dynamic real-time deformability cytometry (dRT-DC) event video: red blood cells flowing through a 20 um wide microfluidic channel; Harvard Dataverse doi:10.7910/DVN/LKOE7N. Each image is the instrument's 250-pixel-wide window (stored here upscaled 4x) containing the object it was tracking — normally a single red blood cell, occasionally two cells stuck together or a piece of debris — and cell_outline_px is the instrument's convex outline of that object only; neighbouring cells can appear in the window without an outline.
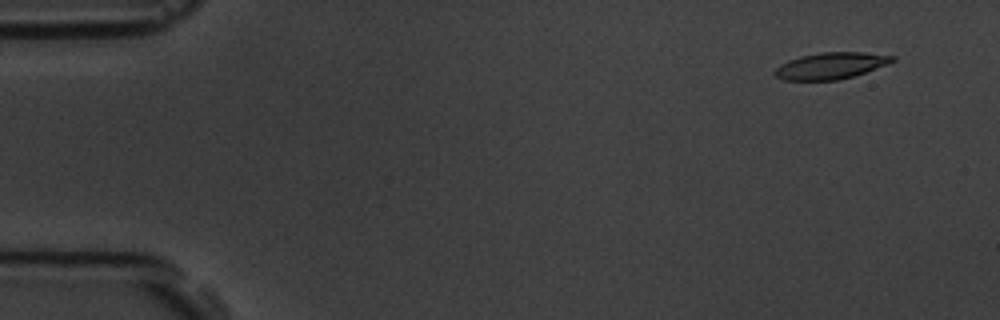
{"species": "common noctule bat (a hibernating species)", "species_latin": "Nyctalus noctula", "temperature_condition": "room temperature", "stored_images_in_passage": 5, "camera_frame_rate_fps": 3000, "um_per_image_px": 0.085, "animal": {"sex": "male", "body_mass_g": 19.5, "forearm_length_mm": 54.6}, "frame": {"image": 1, "passage_image": 1, "time_ms": 0.0, "image_size_px": [1000, 320], "cell_outline_px": [[896, 60], [864, 72], [840, 80], [784, 80], [776, 76], [772, 72], [780, 64], [788, 60], [800, 56], [820, 52], [864, 52], [896, 56]], "centroid_in_image_um": [70.58, 5.58], "position_along_channel_um": 14.4, "area_um2": 18.09}}
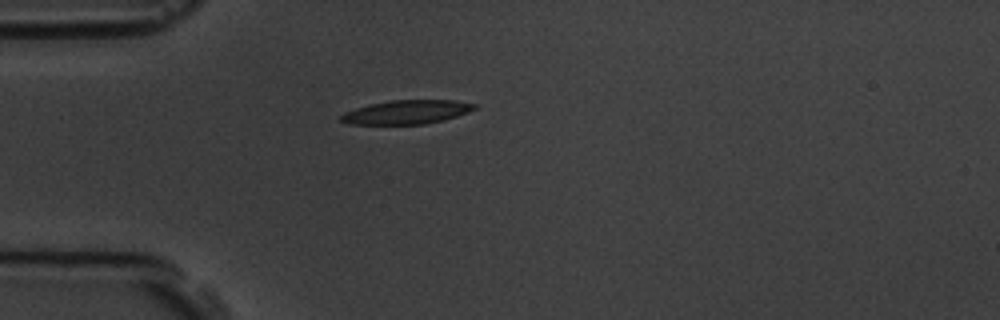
{"frame": {"image": 2, "passage_image": 4, "time_ms": 3.667, "image_size_px": [1000, 320], "cell_outline_px": [[476, 108], [468, 112], [444, 120], [424, 124], [348, 124], [340, 120], [340, 116], [344, 112], [368, 104], [388, 100], [456, 100], [476, 104]], "centroid_in_image_um": [34.55, 9.52], "position_along_channel_um": 50.5, "area_um2": 18.61}}